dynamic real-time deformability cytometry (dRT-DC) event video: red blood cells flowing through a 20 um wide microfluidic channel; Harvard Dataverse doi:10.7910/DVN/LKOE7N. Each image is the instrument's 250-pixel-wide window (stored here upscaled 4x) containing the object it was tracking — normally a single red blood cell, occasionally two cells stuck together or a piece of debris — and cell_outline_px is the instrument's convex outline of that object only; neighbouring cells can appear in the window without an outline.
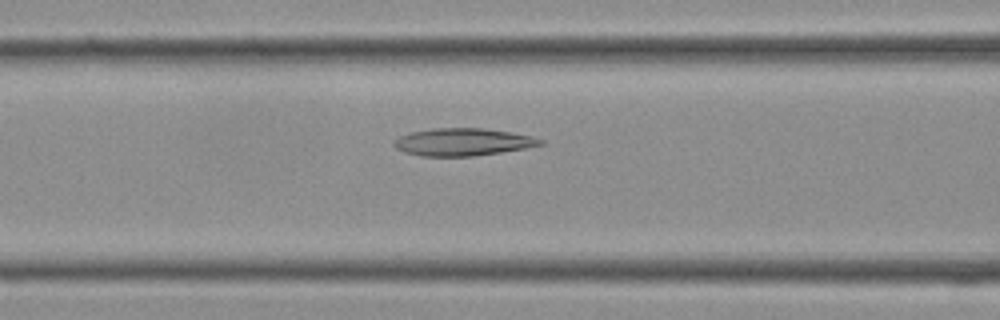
{"species": "Egyptian fruit bat (a non-hibernating species)", "species_latin": "Rousettus aegyptiacus", "temperature_condition": "cold", "stored_images_in_passage": 37, "camera_frame_rate_fps": 3000, "um_per_image_px": 0.085, "frame": {"image": 1, "passage_image": 15, "time_ms": 4.667, "image_size_px": [1000, 320], "cell_outline_px": [[544, 144], [524, 148], [500, 152], [472, 156], [420, 156], [404, 152], [396, 148], [392, 144], [392, 140], [400, 136], [412, 132], [432, 128], [484, 128], [512, 132], [532, 136], [544, 140]], "centroid_in_image_um": [39.32, 12.06], "position_along_channel_um": 127.3, "area_um2": 23.47}}
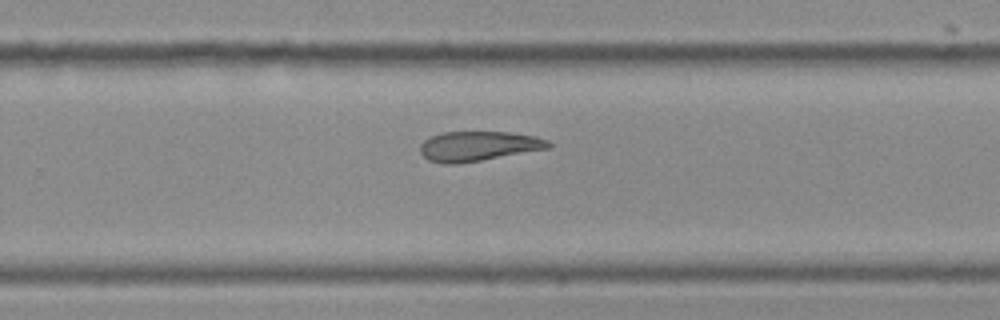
{"frame": {"image": 2, "passage_image": 24, "time_ms": 7.667, "image_size_px": [1000, 320], "cell_outline_px": [[552, 148], [456, 164], [444, 164], [428, 160], [420, 152], [420, 144], [424, 140], [432, 136], [444, 132], [508, 132], [536, 136], [548, 140], [552, 144]], "centroid_in_image_um": [40.68, 12.42], "position_along_channel_um": 289.1, "area_um2": 22.25}}
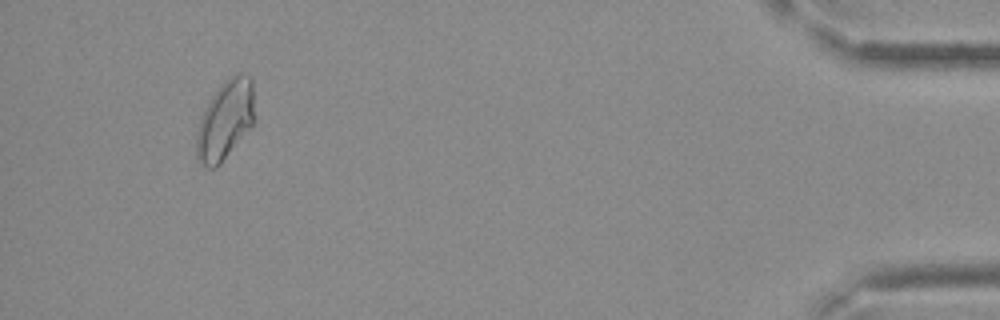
{"frame": {"image": 3, "passage_image": 35, "time_ms": 11.333, "image_size_px": [1000, 320], "cell_outline_px": [[252, 124], [220, 164], [216, 168], [208, 168], [200, 164], [196, 156], [196, 136], [200, 120], [212, 96], [220, 84], [228, 76], [252, 76]], "centroid_in_image_um": [19.09, 10.24], "position_along_channel_um": 416.1, "area_um2": 25.95}}